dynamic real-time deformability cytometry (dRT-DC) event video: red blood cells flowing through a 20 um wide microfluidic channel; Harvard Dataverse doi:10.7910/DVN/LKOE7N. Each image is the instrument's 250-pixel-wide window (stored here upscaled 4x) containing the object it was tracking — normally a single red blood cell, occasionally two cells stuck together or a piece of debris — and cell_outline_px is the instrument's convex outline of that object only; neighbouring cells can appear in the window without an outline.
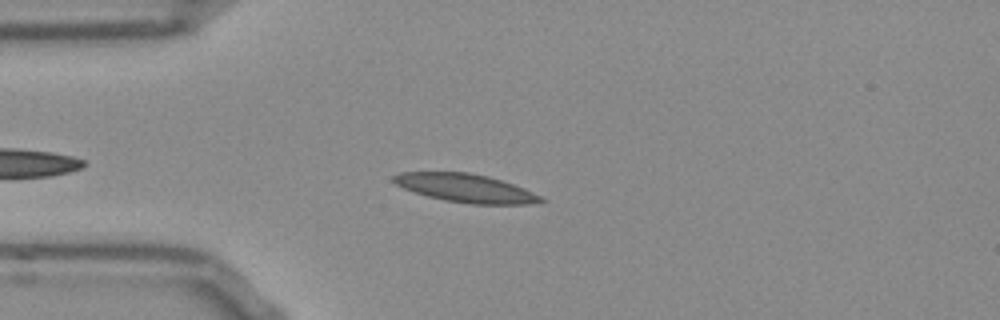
{"species": "Egyptian fruit bat (a non-hibernating species)", "species_latin": "Rousettus aegyptiacus", "temperature_condition": "room temperature", "stored_images_in_passage": 43, "camera_frame_rate_fps": 3000, "um_per_image_px": 0.085, "frame": {"image": 1, "passage_image": 7, "time_ms": 2.0, "image_size_px": [1000, 320], "cell_outline_px": [[548, 200], [528, 204], [472, 204], [444, 200], [428, 196], [404, 188], [396, 184], [392, 180], [392, 176], [400, 172], [468, 172], [488, 176], [524, 188]], "centroid_in_image_um": [39.57, 15.98], "position_along_channel_um": 45.4, "area_um2": 24.1}}
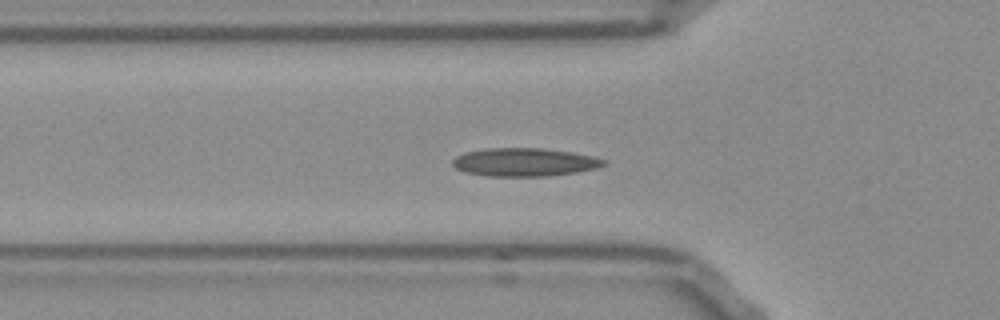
{"frame": {"image": 2, "passage_image": 11, "time_ms": 3.333, "image_size_px": [1000, 320], "cell_outline_px": [[608, 164], [596, 168], [576, 172], [548, 176], [484, 176], [464, 172], [456, 168], [452, 164], [452, 160], [456, 156], [468, 152], [488, 148], [544, 148], [572, 152], [592, 156], [604, 160]], "centroid_in_image_um": [44.57, 13.79], "position_along_channel_um": 81.2, "area_um2": 24.85}}
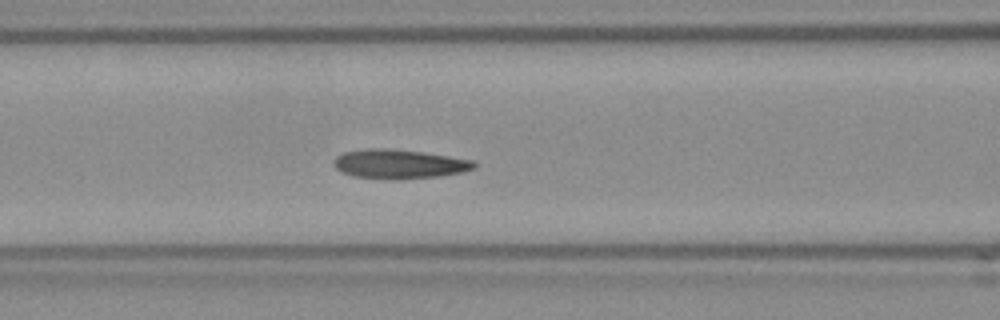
{"frame": {"image": 3, "passage_image": 15, "time_ms": 4.667, "image_size_px": [1000, 320], "cell_outline_px": [[476, 168], [460, 172], [440, 176], [352, 176], [340, 172], [332, 164], [332, 160], [336, 156], [344, 152], [368, 148], [384, 148], [420, 152], [448, 156], [472, 160], [476, 164]], "centroid_in_image_um": [33.88, 13.89], "position_along_channel_um": 132.7, "area_um2": 22.66}, "authors_computed_cell_mechanics": {"area_um2": 22.8888, "velocity_mm_per_s": 3.7901, "shape_relaxation_time_tau1_ms": null, "shape_relaxation_time_tau2_ms": 4.1422, "deformation_change_tau1": null, "deformation_change_tau2": 0.0925}}